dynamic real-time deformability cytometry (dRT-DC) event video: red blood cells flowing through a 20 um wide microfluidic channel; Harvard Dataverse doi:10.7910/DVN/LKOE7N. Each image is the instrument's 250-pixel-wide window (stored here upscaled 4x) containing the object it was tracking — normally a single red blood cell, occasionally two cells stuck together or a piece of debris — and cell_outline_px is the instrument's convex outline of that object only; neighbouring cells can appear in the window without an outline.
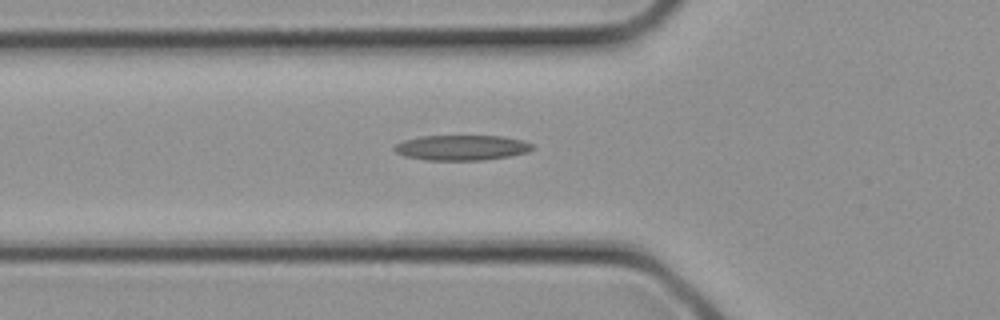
{"species": "common noctule bat (a hibernating species)", "species_latin": "Nyctalus noctula", "temperature_condition": "cold", "stored_images_in_passage": 2, "camera_frame_rate_fps": 3000, "um_per_image_px": 0.085, "animal": {"sex": "female", "body_mass_g": 21.9}, "frame": {"image": 1, "passage_image": 2, "time_ms": 0.333, "image_size_px": [1000, 320], "cell_outline_px": [[532, 148], [528, 152], [508, 156], [484, 160], [424, 160], [404, 156], [396, 152], [392, 148], [396, 144], [404, 140], [420, 136], [504, 136], [520, 140], [532, 144]], "centroid_in_image_um": [39.19, 12.55], "position_along_channel_um": 86.6, "area_um2": 20.23}}